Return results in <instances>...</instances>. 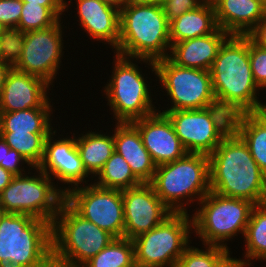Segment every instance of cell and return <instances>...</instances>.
<instances>
[{
  "label": "cell",
  "instance_id": "obj_38",
  "mask_svg": "<svg viewBox=\"0 0 266 267\" xmlns=\"http://www.w3.org/2000/svg\"><path fill=\"white\" fill-rule=\"evenodd\" d=\"M248 36L259 46L266 48V17H264Z\"/></svg>",
  "mask_w": 266,
  "mask_h": 267
},
{
  "label": "cell",
  "instance_id": "obj_51",
  "mask_svg": "<svg viewBox=\"0 0 266 267\" xmlns=\"http://www.w3.org/2000/svg\"><path fill=\"white\" fill-rule=\"evenodd\" d=\"M0 60H1V41H0Z\"/></svg>",
  "mask_w": 266,
  "mask_h": 267
},
{
  "label": "cell",
  "instance_id": "obj_29",
  "mask_svg": "<svg viewBox=\"0 0 266 267\" xmlns=\"http://www.w3.org/2000/svg\"><path fill=\"white\" fill-rule=\"evenodd\" d=\"M51 133L0 132L10 149H14L33 167L42 162L46 138Z\"/></svg>",
  "mask_w": 266,
  "mask_h": 267
},
{
  "label": "cell",
  "instance_id": "obj_3",
  "mask_svg": "<svg viewBox=\"0 0 266 267\" xmlns=\"http://www.w3.org/2000/svg\"><path fill=\"white\" fill-rule=\"evenodd\" d=\"M169 21L159 4L128 2L120 10V56L156 62L169 56Z\"/></svg>",
  "mask_w": 266,
  "mask_h": 267
},
{
  "label": "cell",
  "instance_id": "obj_34",
  "mask_svg": "<svg viewBox=\"0 0 266 267\" xmlns=\"http://www.w3.org/2000/svg\"><path fill=\"white\" fill-rule=\"evenodd\" d=\"M249 58L255 83L263 91L266 88V48L257 45L250 37Z\"/></svg>",
  "mask_w": 266,
  "mask_h": 267
},
{
  "label": "cell",
  "instance_id": "obj_1",
  "mask_svg": "<svg viewBox=\"0 0 266 267\" xmlns=\"http://www.w3.org/2000/svg\"><path fill=\"white\" fill-rule=\"evenodd\" d=\"M210 74L216 103L232 116L260 112L264 102L250 66L249 36L230 35L221 45Z\"/></svg>",
  "mask_w": 266,
  "mask_h": 267
},
{
  "label": "cell",
  "instance_id": "obj_48",
  "mask_svg": "<svg viewBox=\"0 0 266 267\" xmlns=\"http://www.w3.org/2000/svg\"><path fill=\"white\" fill-rule=\"evenodd\" d=\"M5 29V27L1 24V22H0V35H1V33H2V31Z\"/></svg>",
  "mask_w": 266,
  "mask_h": 267
},
{
  "label": "cell",
  "instance_id": "obj_19",
  "mask_svg": "<svg viewBox=\"0 0 266 267\" xmlns=\"http://www.w3.org/2000/svg\"><path fill=\"white\" fill-rule=\"evenodd\" d=\"M79 26L99 43L116 49L120 35V11L100 0H75ZM105 42V43H104Z\"/></svg>",
  "mask_w": 266,
  "mask_h": 267
},
{
  "label": "cell",
  "instance_id": "obj_40",
  "mask_svg": "<svg viewBox=\"0 0 266 267\" xmlns=\"http://www.w3.org/2000/svg\"><path fill=\"white\" fill-rule=\"evenodd\" d=\"M15 175L0 166V193L10 184Z\"/></svg>",
  "mask_w": 266,
  "mask_h": 267
},
{
  "label": "cell",
  "instance_id": "obj_50",
  "mask_svg": "<svg viewBox=\"0 0 266 267\" xmlns=\"http://www.w3.org/2000/svg\"><path fill=\"white\" fill-rule=\"evenodd\" d=\"M4 212L2 211V209L0 208V217L2 216Z\"/></svg>",
  "mask_w": 266,
  "mask_h": 267
},
{
  "label": "cell",
  "instance_id": "obj_22",
  "mask_svg": "<svg viewBox=\"0 0 266 267\" xmlns=\"http://www.w3.org/2000/svg\"><path fill=\"white\" fill-rule=\"evenodd\" d=\"M218 27L230 35H248L265 17L262 0H211Z\"/></svg>",
  "mask_w": 266,
  "mask_h": 267
},
{
  "label": "cell",
  "instance_id": "obj_39",
  "mask_svg": "<svg viewBox=\"0 0 266 267\" xmlns=\"http://www.w3.org/2000/svg\"><path fill=\"white\" fill-rule=\"evenodd\" d=\"M72 0H69L68 3L66 0H22V2H29V4H40L45 7H65V11L68 10L69 5L72 3Z\"/></svg>",
  "mask_w": 266,
  "mask_h": 267
},
{
  "label": "cell",
  "instance_id": "obj_33",
  "mask_svg": "<svg viewBox=\"0 0 266 267\" xmlns=\"http://www.w3.org/2000/svg\"><path fill=\"white\" fill-rule=\"evenodd\" d=\"M1 61L12 67L22 56L25 41V32L18 28H5L1 35Z\"/></svg>",
  "mask_w": 266,
  "mask_h": 267
},
{
  "label": "cell",
  "instance_id": "obj_12",
  "mask_svg": "<svg viewBox=\"0 0 266 267\" xmlns=\"http://www.w3.org/2000/svg\"><path fill=\"white\" fill-rule=\"evenodd\" d=\"M154 63L155 78L171 103L162 111L202 109L217 104L210 71L181 67L168 57Z\"/></svg>",
  "mask_w": 266,
  "mask_h": 267
},
{
  "label": "cell",
  "instance_id": "obj_23",
  "mask_svg": "<svg viewBox=\"0 0 266 267\" xmlns=\"http://www.w3.org/2000/svg\"><path fill=\"white\" fill-rule=\"evenodd\" d=\"M218 28L214 5L211 0H206L197 9L185 12L169 22L170 43L172 45L209 35Z\"/></svg>",
  "mask_w": 266,
  "mask_h": 267
},
{
  "label": "cell",
  "instance_id": "obj_11",
  "mask_svg": "<svg viewBox=\"0 0 266 267\" xmlns=\"http://www.w3.org/2000/svg\"><path fill=\"white\" fill-rule=\"evenodd\" d=\"M191 231L192 215L173 213L160 225L132 239L135 263L149 267H174L192 243Z\"/></svg>",
  "mask_w": 266,
  "mask_h": 267
},
{
  "label": "cell",
  "instance_id": "obj_45",
  "mask_svg": "<svg viewBox=\"0 0 266 267\" xmlns=\"http://www.w3.org/2000/svg\"><path fill=\"white\" fill-rule=\"evenodd\" d=\"M260 112L266 117V102L263 103V106L261 107Z\"/></svg>",
  "mask_w": 266,
  "mask_h": 267
},
{
  "label": "cell",
  "instance_id": "obj_27",
  "mask_svg": "<svg viewBox=\"0 0 266 267\" xmlns=\"http://www.w3.org/2000/svg\"><path fill=\"white\" fill-rule=\"evenodd\" d=\"M245 252L243 258L234 259L243 267L252 266V261H266V203L252 209L244 235Z\"/></svg>",
  "mask_w": 266,
  "mask_h": 267
},
{
  "label": "cell",
  "instance_id": "obj_10",
  "mask_svg": "<svg viewBox=\"0 0 266 267\" xmlns=\"http://www.w3.org/2000/svg\"><path fill=\"white\" fill-rule=\"evenodd\" d=\"M158 112L171 121L187 153L209 156L232 130L233 116L218 104L202 109Z\"/></svg>",
  "mask_w": 266,
  "mask_h": 267
},
{
  "label": "cell",
  "instance_id": "obj_6",
  "mask_svg": "<svg viewBox=\"0 0 266 267\" xmlns=\"http://www.w3.org/2000/svg\"><path fill=\"white\" fill-rule=\"evenodd\" d=\"M113 57L112 68H114L103 92L116 122H133L156 113L159 109H156L152 103L150 89L152 86L148 84L145 73L143 74L136 64L146 63L156 75L155 63L147 59L135 60V58L120 56L116 53Z\"/></svg>",
  "mask_w": 266,
  "mask_h": 267
},
{
  "label": "cell",
  "instance_id": "obj_30",
  "mask_svg": "<svg viewBox=\"0 0 266 267\" xmlns=\"http://www.w3.org/2000/svg\"><path fill=\"white\" fill-rule=\"evenodd\" d=\"M135 264L133 240L114 238L112 242L82 267H132Z\"/></svg>",
  "mask_w": 266,
  "mask_h": 267
},
{
  "label": "cell",
  "instance_id": "obj_41",
  "mask_svg": "<svg viewBox=\"0 0 266 267\" xmlns=\"http://www.w3.org/2000/svg\"><path fill=\"white\" fill-rule=\"evenodd\" d=\"M11 68V65L0 60V97L7 73L10 71Z\"/></svg>",
  "mask_w": 266,
  "mask_h": 267
},
{
  "label": "cell",
  "instance_id": "obj_4",
  "mask_svg": "<svg viewBox=\"0 0 266 267\" xmlns=\"http://www.w3.org/2000/svg\"><path fill=\"white\" fill-rule=\"evenodd\" d=\"M51 262V223L27 214L3 213L0 267H47Z\"/></svg>",
  "mask_w": 266,
  "mask_h": 267
},
{
  "label": "cell",
  "instance_id": "obj_17",
  "mask_svg": "<svg viewBox=\"0 0 266 267\" xmlns=\"http://www.w3.org/2000/svg\"><path fill=\"white\" fill-rule=\"evenodd\" d=\"M139 131L156 166L182 158L187 152L168 117L160 112L131 122Z\"/></svg>",
  "mask_w": 266,
  "mask_h": 267
},
{
  "label": "cell",
  "instance_id": "obj_31",
  "mask_svg": "<svg viewBox=\"0 0 266 267\" xmlns=\"http://www.w3.org/2000/svg\"><path fill=\"white\" fill-rule=\"evenodd\" d=\"M203 248L189 244L174 267H224L233 258L228 248L208 244Z\"/></svg>",
  "mask_w": 266,
  "mask_h": 267
},
{
  "label": "cell",
  "instance_id": "obj_26",
  "mask_svg": "<svg viewBox=\"0 0 266 267\" xmlns=\"http://www.w3.org/2000/svg\"><path fill=\"white\" fill-rule=\"evenodd\" d=\"M52 108L0 112V132L52 133Z\"/></svg>",
  "mask_w": 266,
  "mask_h": 267
},
{
  "label": "cell",
  "instance_id": "obj_8",
  "mask_svg": "<svg viewBox=\"0 0 266 267\" xmlns=\"http://www.w3.org/2000/svg\"><path fill=\"white\" fill-rule=\"evenodd\" d=\"M192 214L193 233L202 244L230 249L227 241L246 232L253 207L249 200L221 196L213 191L206 194ZM226 242V243H225Z\"/></svg>",
  "mask_w": 266,
  "mask_h": 267
},
{
  "label": "cell",
  "instance_id": "obj_13",
  "mask_svg": "<svg viewBox=\"0 0 266 267\" xmlns=\"http://www.w3.org/2000/svg\"><path fill=\"white\" fill-rule=\"evenodd\" d=\"M65 201L84 219L115 238L124 237V205L121 190L102 188L94 183L74 187Z\"/></svg>",
  "mask_w": 266,
  "mask_h": 267
},
{
  "label": "cell",
  "instance_id": "obj_25",
  "mask_svg": "<svg viewBox=\"0 0 266 267\" xmlns=\"http://www.w3.org/2000/svg\"><path fill=\"white\" fill-rule=\"evenodd\" d=\"M96 132H83L78 134V138L76 137V146L86 172L92 177H90L91 180L99 173L115 151L113 130L112 135L110 132L109 134L108 132Z\"/></svg>",
  "mask_w": 266,
  "mask_h": 267
},
{
  "label": "cell",
  "instance_id": "obj_7",
  "mask_svg": "<svg viewBox=\"0 0 266 267\" xmlns=\"http://www.w3.org/2000/svg\"><path fill=\"white\" fill-rule=\"evenodd\" d=\"M114 238L64 201L51 224L52 261L65 267H82Z\"/></svg>",
  "mask_w": 266,
  "mask_h": 267
},
{
  "label": "cell",
  "instance_id": "obj_32",
  "mask_svg": "<svg viewBox=\"0 0 266 267\" xmlns=\"http://www.w3.org/2000/svg\"><path fill=\"white\" fill-rule=\"evenodd\" d=\"M63 12L65 7H45L23 2L21 17L16 28L23 32L49 28L63 19Z\"/></svg>",
  "mask_w": 266,
  "mask_h": 267
},
{
  "label": "cell",
  "instance_id": "obj_36",
  "mask_svg": "<svg viewBox=\"0 0 266 267\" xmlns=\"http://www.w3.org/2000/svg\"><path fill=\"white\" fill-rule=\"evenodd\" d=\"M22 6V0H0V22L5 28L18 26Z\"/></svg>",
  "mask_w": 266,
  "mask_h": 267
},
{
  "label": "cell",
  "instance_id": "obj_24",
  "mask_svg": "<svg viewBox=\"0 0 266 267\" xmlns=\"http://www.w3.org/2000/svg\"><path fill=\"white\" fill-rule=\"evenodd\" d=\"M232 129L247 144L253 159L266 174V117L261 112L234 115Z\"/></svg>",
  "mask_w": 266,
  "mask_h": 267
},
{
  "label": "cell",
  "instance_id": "obj_49",
  "mask_svg": "<svg viewBox=\"0 0 266 267\" xmlns=\"http://www.w3.org/2000/svg\"><path fill=\"white\" fill-rule=\"evenodd\" d=\"M132 267H149V266H142V265H139V264H134Z\"/></svg>",
  "mask_w": 266,
  "mask_h": 267
},
{
  "label": "cell",
  "instance_id": "obj_43",
  "mask_svg": "<svg viewBox=\"0 0 266 267\" xmlns=\"http://www.w3.org/2000/svg\"><path fill=\"white\" fill-rule=\"evenodd\" d=\"M128 2L148 3V4H161L164 0H127Z\"/></svg>",
  "mask_w": 266,
  "mask_h": 267
},
{
  "label": "cell",
  "instance_id": "obj_28",
  "mask_svg": "<svg viewBox=\"0 0 266 267\" xmlns=\"http://www.w3.org/2000/svg\"><path fill=\"white\" fill-rule=\"evenodd\" d=\"M94 178L95 180L93 183L97 186L121 191L142 184L134 176L129 164L116 151L112 153L110 159Z\"/></svg>",
  "mask_w": 266,
  "mask_h": 267
},
{
  "label": "cell",
  "instance_id": "obj_18",
  "mask_svg": "<svg viewBox=\"0 0 266 267\" xmlns=\"http://www.w3.org/2000/svg\"><path fill=\"white\" fill-rule=\"evenodd\" d=\"M50 85L43 79L15 70L7 73L0 97V112L52 108ZM48 95V96H47Z\"/></svg>",
  "mask_w": 266,
  "mask_h": 267
},
{
  "label": "cell",
  "instance_id": "obj_35",
  "mask_svg": "<svg viewBox=\"0 0 266 267\" xmlns=\"http://www.w3.org/2000/svg\"><path fill=\"white\" fill-rule=\"evenodd\" d=\"M24 164L28 165L29 169L33 168L20 153L10 149L6 141L0 136V166L16 176L26 174Z\"/></svg>",
  "mask_w": 266,
  "mask_h": 267
},
{
  "label": "cell",
  "instance_id": "obj_9",
  "mask_svg": "<svg viewBox=\"0 0 266 267\" xmlns=\"http://www.w3.org/2000/svg\"><path fill=\"white\" fill-rule=\"evenodd\" d=\"M33 169L36 174L30 172ZM33 169L13 177L0 193V208L4 213L27 214L52 224L65 201L63 187L55 185L38 167Z\"/></svg>",
  "mask_w": 266,
  "mask_h": 267
},
{
  "label": "cell",
  "instance_id": "obj_37",
  "mask_svg": "<svg viewBox=\"0 0 266 267\" xmlns=\"http://www.w3.org/2000/svg\"><path fill=\"white\" fill-rule=\"evenodd\" d=\"M205 1L206 0H164L160 5L170 22L185 12L197 9Z\"/></svg>",
  "mask_w": 266,
  "mask_h": 267
},
{
  "label": "cell",
  "instance_id": "obj_14",
  "mask_svg": "<svg viewBox=\"0 0 266 267\" xmlns=\"http://www.w3.org/2000/svg\"><path fill=\"white\" fill-rule=\"evenodd\" d=\"M61 20L49 28L25 32L22 56L13 66L15 70L53 85L64 55V25Z\"/></svg>",
  "mask_w": 266,
  "mask_h": 267
},
{
  "label": "cell",
  "instance_id": "obj_2",
  "mask_svg": "<svg viewBox=\"0 0 266 267\" xmlns=\"http://www.w3.org/2000/svg\"><path fill=\"white\" fill-rule=\"evenodd\" d=\"M210 190L225 197L266 203V174L232 129L209 155Z\"/></svg>",
  "mask_w": 266,
  "mask_h": 267
},
{
  "label": "cell",
  "instance_id": "obj_47",
  "mask_svg": "<svg viewBox=\"0 0 266 267\" xmlns=\"http://www.w3.org/2000/svg\"><path fill=\"white\" fill-rule=\"evenodd\" d=\"M263 10L266 17V0H262Z\"/></svg>",
  "mask_w": 266,
  "mask_h": 267
},
{
  "label": "cell",
  "instance_id": "obj_5",
  "mask_svg": "<svg viewBox=\"0 0 266 267\" xmlns=\"http://www.w3.org/2000/svg\"><path fill=\"white\" fill-rule=\"evenodd\" d=\"M149 184L173 213H188L191 203H199L211 191L209 156L186 153L180 159L156 166Z\"/></svg>",
  "mask_w": 266,
  "mask_h": 267
},
{
  "label": "cell",
  "instance_id": "obj_46",
  "mask_svg": "<svg viewBox=\"0 0 266 267\" xmlns=\"http://www.w3.org/2000/svg\"><path fill=\"white\" fill-rule=\"evenodd\" d=\"M47 267H65L59 264L54 263L53 261Z\"/></svg>",
  "mask_w": 266,
  "mask_h": 267
},
{
  "label": "cell",
  "instance_id": "obj_20",
  "mask_svg": "<svg viewBox=\"0 0 266 267\" xmlns=\"http://www.w3.org/2000/svg\"><path fill=\"white\" fill-rule=\"evenodd\" d=\"M229 36V33L218 28L209 35L174 43L168 58L181 67L209 71L221 45Z\"/></svg>",
  "mask_w": 266,
  "mask_h": 267
},
{
  "label": "cell",
  "instance_id": "obj_21",
  "mask_svg": "<svg viewBox=\"0 0 266 267\" xmlns=\"http://www.w3.org/2000/svg\"><path fill=\"white\" fill-rule=\"evenodd\" d=\"M113 130L115 151L125 159L141 183H150L156 164L144 147L138 129L131 122H116Z\"/></svg>",
  "mask_w": 266,
  "mask_h": 267
},
{
  "label": "cell",
  "instance_id": "obj_15",
  "mask_svg": "<svg viewBox=\"0 0 266 267\" xmlns=\"http://www.w3.org/2000/svg\"><path fill=\"white\" fill-rule=\"evenodd\" d=\"M57 129L54 130L45 141L44 156L38 168L46 175L60 181L63 185V192L66 193L70 189L88 184L90 175L86 172L78 148L76 146V135L73 137L57 136ZM56 134V135H55ZM53 176V177H52ZM88 178V179H87ZM87 179V180H86ZM71 185V187H70Z\"/></svg>",
  "mask_w": 266,
  "mask_h": 267
},
{
  "label": "cell",
  "instance_id": "obj_16",
  "mask_svg": "<svg viewBox=\"0 0 266 267\" xmlns=\"http://www.w3.org/2000/svg\"><path fill=\"white\" fill-rule=\"evenodd\" d=\"M124 237L134 239L163 223L173 212L156 195L149 183L122 191Z\"/></svg>",
  "mask_w": 266,
  "mask_h": 267
},
{
  "label": "cell",
  "instance_id": "obj_42",
  "mask_svg": "<svg viewBox=\"0 0 266 267\" xmlns=\"http://www.w3.org/2000/svg\"><path fill=\"white\" fill-rule=\"evenodd\" d=\"M101 2L116 8L117 10H121L127 3V0H100Z\"/></svg>",
  "mask_w": 266,
  "mask_h": 267
},
{
  "label": "cell",
  "instance_id": "obj_44",
  "mask_svg": "<svg viewBox=\"0 0 266 267\" xmlns=\"http://www.w3.org/2000/svg\"><path fill=\"white\" fill-rule=\"evenodd\" d=\"M224 267H243L239 262L232 258Z\"/></svg>",
  "mask_w": 266,
  "mask_h": 267
}]
</instances>
